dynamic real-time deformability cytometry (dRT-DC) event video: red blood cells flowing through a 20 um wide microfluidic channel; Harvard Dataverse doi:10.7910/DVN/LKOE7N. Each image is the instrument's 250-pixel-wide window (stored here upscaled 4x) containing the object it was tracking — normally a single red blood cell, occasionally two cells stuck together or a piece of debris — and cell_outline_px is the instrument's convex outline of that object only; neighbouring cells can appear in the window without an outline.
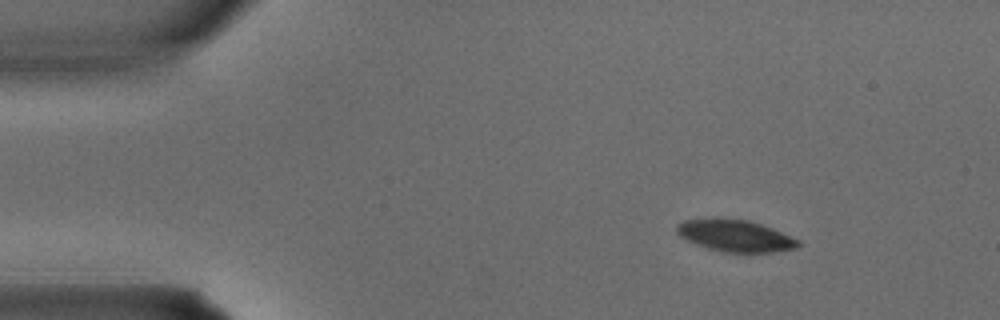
{"species": "common noctule bat (a hibernating species)", "species_latin": "Nyctalus noctula", "temperature_condition": "warm", "stored_images_in_passage": 2, "camera_frame_rate_fps": 3000, "um_per_image_px": 0.085, "animal": {"sex": "male", "body_mass_g": 15.6}, "frame": {"image": 1, "passage_image": 1, "time_ms": 0.0, "image_size_px": [1000, 320], "cell_outline_px": [[800, 244], [796, 248], [772, 252], [724, 252], [708, 248], [688, 240], [680, 236], [676, 232], [676, 224], [684, 220], [712, 216], [716, 216], [748, 220], [772, 228], [800, 240]], "centroid_in_image_um": [62.45, 20.0], "position_along_channel_um": 22.5, "area_um2": 22.77}}